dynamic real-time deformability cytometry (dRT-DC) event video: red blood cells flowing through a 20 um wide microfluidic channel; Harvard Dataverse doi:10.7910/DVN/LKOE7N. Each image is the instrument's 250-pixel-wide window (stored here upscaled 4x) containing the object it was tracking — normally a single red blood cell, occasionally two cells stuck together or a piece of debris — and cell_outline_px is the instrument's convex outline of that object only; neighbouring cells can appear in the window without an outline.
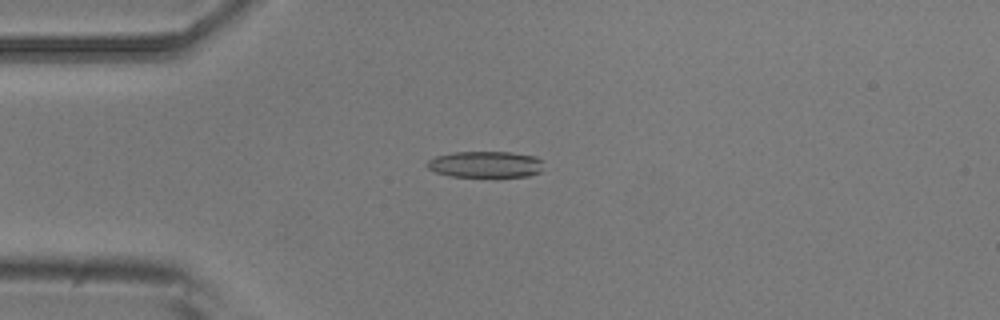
{"species": "common noctule bat (a hibernating species)", "species_latin": "Nyctalus noctula", "temperature_condition": "room temperature", "stored_images_in_passage": 17, "camera_frame_rate_fps": 3000, "um_per_image_px": 0.085, "animal": {"sex": "male", "body_mass_g": 20.5, "forearm_length_mm": 52.5}, "frame": {"image": 1, "passage_image": 14, "time_ms": 4.333, "image_size_px": [1000, 320], "cell_outline_px": [[544, 160], [540, 172], [528, 176], [448, 176], [436, 172], [428, 168], [424, 164], [428, 160], [436, 156], [452, 152], [512, 152], [536, 156]], "centroid_in_image_um": [41.27, 13.96], "position_along_channel_um": 43.7, "area_um2": 17.98}}